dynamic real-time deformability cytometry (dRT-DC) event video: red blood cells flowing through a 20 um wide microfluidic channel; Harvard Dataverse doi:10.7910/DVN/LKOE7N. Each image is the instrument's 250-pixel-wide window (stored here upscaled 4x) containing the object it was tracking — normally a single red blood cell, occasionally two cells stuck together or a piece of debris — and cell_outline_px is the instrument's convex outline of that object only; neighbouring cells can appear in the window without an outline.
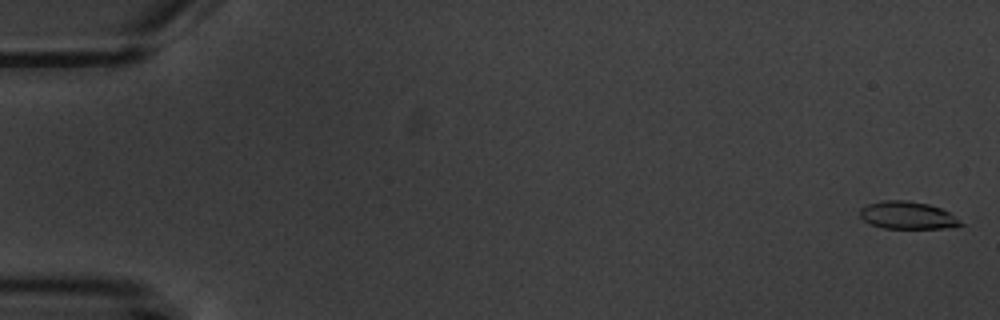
{"species": "common noctule bat (a hibernating species)", "species_latin": "Nyctalus noctula", "temperature_condition": "warm", "stored_images_in_passage": 5, "camera_frame_rate_fps": 3000, "um_per_image_px": 0.085, "animal": {"sex": "male", "body_mass_g": 20.1, "forearm_length_mm": 53.5}, "frame": {"image": 1, "passage_image": 1, "time_ms": 0.0, "image_size_px": [1000, 320], "cell_outline_px": [[964, 224], [944, 228], [884, 228], [872, 224], [864, 220], [860, 216], [860, 208], [868, 204], [884, 200], [908, 200], [928, 204], [940, 208], [948, 212], [960, 220]], "centroid_in_image_um": [77.12, 18.29], "position_along_channel_um": 7.9, "area_um2": 15.95}}
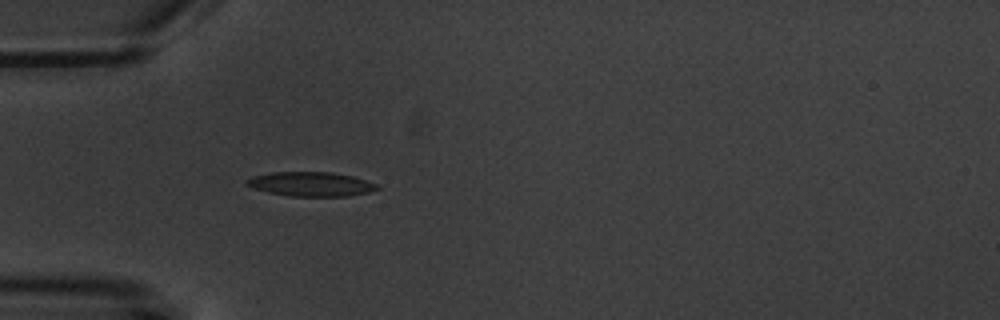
{"frame": {"image": 2, "passage_image": 5, "time_ms": 5.667, "image_size_px": [1000, 320], "cell_outline_px": [[380, 188], [368, 192], [348, 196], [288, 196], [268, 192], [244, 184], [244, 180], [252, 176], [272, 172], [332, 172], [352, 176], [376, 184]], "centroid_in_image_um": [26.39, 15.64], "position_along_channel_um": 58.6, "area_um2": 18.38}}